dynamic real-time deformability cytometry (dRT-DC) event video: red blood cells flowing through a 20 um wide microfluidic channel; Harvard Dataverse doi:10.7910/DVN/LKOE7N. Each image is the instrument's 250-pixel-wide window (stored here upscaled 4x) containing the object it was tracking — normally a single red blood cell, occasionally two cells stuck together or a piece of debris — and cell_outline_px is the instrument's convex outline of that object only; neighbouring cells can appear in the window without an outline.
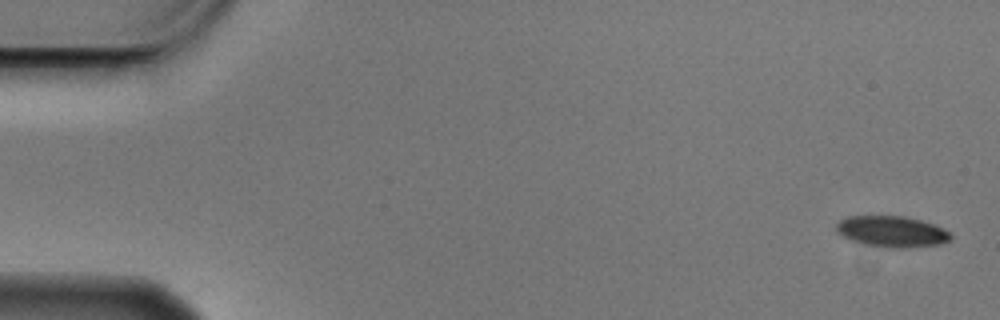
{"species": "Egyptian fruit bat (a non-hibernating species)", "species_latin": "Rousettus aegyptiacus", "temperature_condition": "cold", "stored_images_in_passage": 4, "camera_frame_rate_fps": 3000, "um_per_image_px": 0.085, "animal": {"sex": "male"}, "frame": {"image": 1, "passage_image": 1, "time_ms": 0.0, "image_size_px": [1000, 320], "cell_outline_px": [[952, 236], [948, 240], [940, 244], [904, 248], [892, 248], [868, 244], [852, 240], [836, 232], [836, 224], [840, 220], [848, 216], [904, 216], [936, 224], [944, 228]], "centroid_in_image_um": [75.82, 19.67], "position_along_channel_um": 9.2, "area_um2": 20.52}}